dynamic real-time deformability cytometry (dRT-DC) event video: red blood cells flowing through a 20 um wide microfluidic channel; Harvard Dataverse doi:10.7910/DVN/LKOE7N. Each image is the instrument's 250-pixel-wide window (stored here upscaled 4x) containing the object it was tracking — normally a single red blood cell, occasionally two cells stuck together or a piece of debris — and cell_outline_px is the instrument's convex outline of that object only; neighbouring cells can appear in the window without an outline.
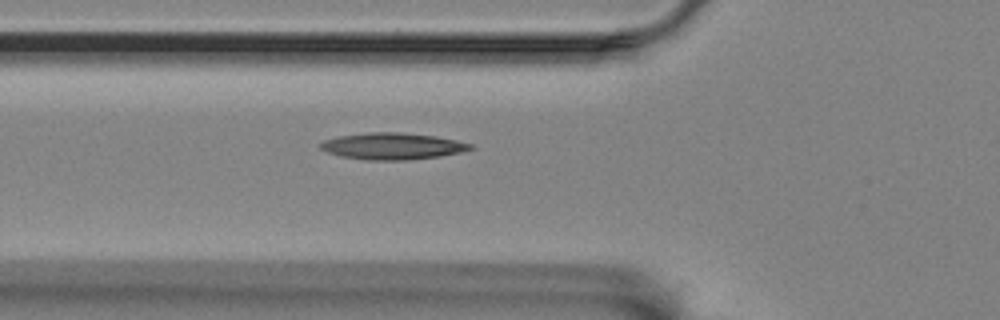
{"species": "Egyptian fruit bat (a non-hibernating species)", "species_latin": "Rousettus aegyptiacus", "temperature_condition": "room temperature", "stored_images_in_passage": 37, "camera_frame_rate_fps": 3000, "um_per_image_px": 0.085, "animal": {"sex": "female"}, "frame": {"image": 1, "passage_image": 6, "time_ms": 1.667, "image_size_px": [1000, 320], "cell_outline_px": [[476, 148], [460, 152], [440, 156], [408, 160], [368, 160], [340, 156], [328, 152], [320, 148], [320, 144], [324, 140], [336, 136], [368, 132], [400, 132], [436, 136], [456, 140], [472, 144]], "centroid_in_image_um": [33.36, 12.42], "position_along_channel_um": 92.4, "area_um2": 23.35}}
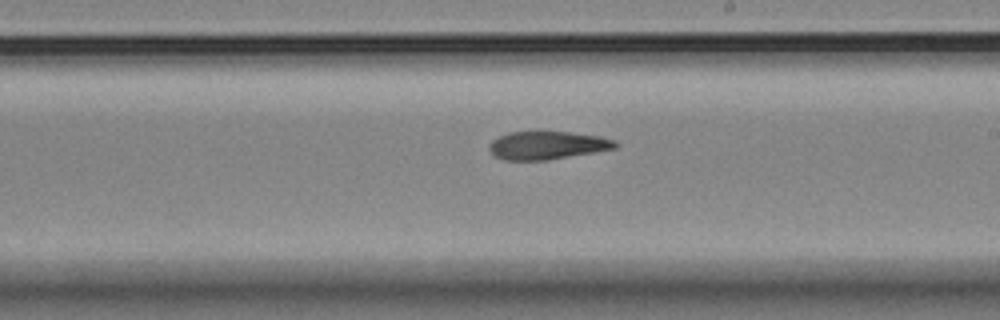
{"frame": {"image": 2, "passage_image": 19, "time_ms": 6.0, "image_size_px": [1000, 320], "cell_outline_px": [[620, 144], [616, 148], [548, 160], [504, 160], [496, 156], [488, 148], [488, 144], [492, 140], [508, 132], [572, 132], [600, 136], [612, 140]], "centroid_in_image_um": [46.51, 12.35], "position_along_channel_um": 242.5, "area_um2": 20.52}}
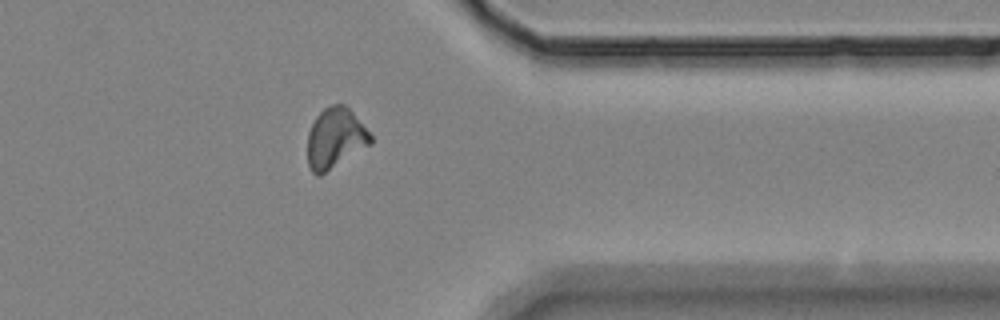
{"frame": {"image": 3, "passage_image": 32, "time_ms": 10.333, "image_size_px": [1000, 320], "cell_outline_px": [[372, 144], [320, 176], [316, 176], [312, 172], [308, 164], [308, 132], [316, 116], [324, 108], [332, 104], [344, 104], [352, 112], [372, 136]], "centroid_in_image_um": [28.49, 11.77], "position_along_channel_um": 382.9, "area_um2": 22.14}}